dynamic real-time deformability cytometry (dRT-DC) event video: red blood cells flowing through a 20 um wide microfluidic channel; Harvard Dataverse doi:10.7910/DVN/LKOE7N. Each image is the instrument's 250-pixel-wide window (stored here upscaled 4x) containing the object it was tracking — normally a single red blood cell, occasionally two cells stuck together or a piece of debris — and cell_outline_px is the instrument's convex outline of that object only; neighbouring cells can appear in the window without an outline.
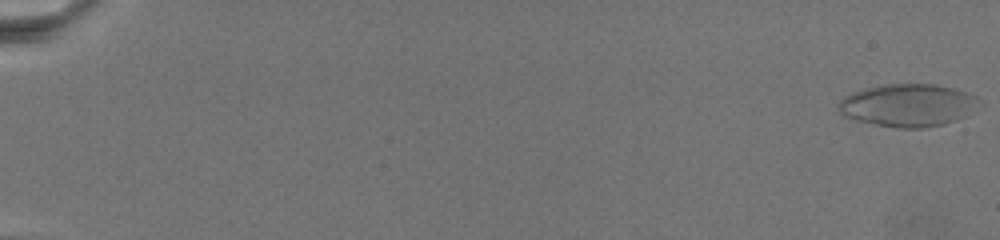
{"species": "common noctule bat (a hibernating species)", "species_latin": "Nyctalus noctula", "temperature_condition": "warm", "stored_images_in_passage": 34, "camera_frame_rate_fps": 3000, "um_per_image_px": 0.085, "animal": {"sex": "female", "body_mass_g": 19.5, "forearm_length_mm": 54.1}, "frame": {"image": 1, "passage_image": 1, "time_ms": 0.0, "image_size_px": [1000, 240], "cell_outline_px": [[980, 100], [964, 116], [956, 120], [944, 124], [920, 128], [900, 128], [876, 124], [844, 116], [840, 112], [836, 104], [844, 96], [868, 88], [888, 84], [932, 84], [952, 88], [976, 96]], "centroid_in_image_um": [77.14, 8.94], "position_along_channel_um": 7.9, "area_um2": 34.16}}
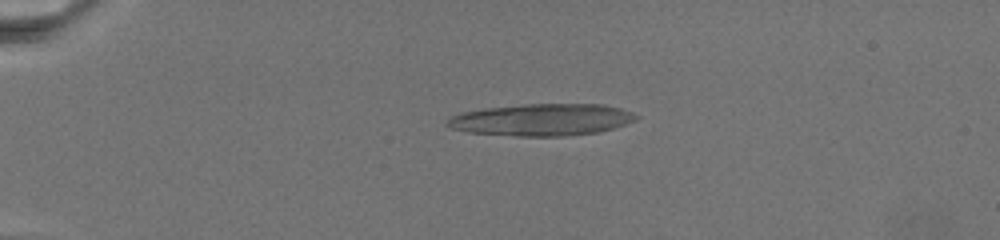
{"frame": {"image": 2, "passage_image": 17, "time_ms": 6.667, "image_size_px": [1000, 240], "cell_outline_px": [[640, 116], [636, 120], [612, 128], [596, 132], [564, 136], [516, 136], [468, 132], [452, 128], [444, 124], [444, 120], [452, 116], [464, 112], [488, 108], [524, 104], [604, 104], [620, 108], [632, 112]], "centroid_in_image_um": [46.05, 10.17], "position_along_channel_um": 39.0, "area_um2": 35.03}}